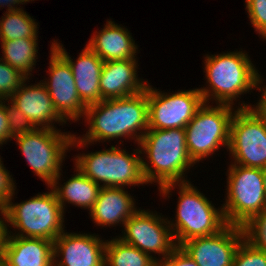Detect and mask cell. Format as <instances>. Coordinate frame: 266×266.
Here are the masks:
<instances>
[{"label": "cell", "instance_id": "1", "mask_svg": "<svg viewBox=\"0 0 266 266\" xmlns=\"http://www.w3.org/2000/svg\"><path fill=\"white\" fill-rule=\"evenodd\" d=\"M85 116L89 130L82 138L74 134L71 148L75 145L84 148L96 141L105 142L121 137L136 139L135 142L139 144L148 130L147 87L143 92L129 97L107 99L89 105Z\"/></svg>", "mask_w": 266, "mask_h": 266}, {"label": "cell", "instance_id": "2", "mask_svg": "<svg viewBox=\"0 0 266 266\" xmlns=\"http://www.w3.org/2000/svg\"><path fill=\"white\" fill-rule=\"evenodd\" d=\"M139 145L149 160L146 162L142 159V174L146 184L157 182L160 189L170 183L189 181L185 180L184 172L196 163L187 150L185 128L148 129Z\"/></svg>", "mask_w": 266, "mask_h": 266}, {"label": "cell", "instance_id": "3", "mask_svg": "<svg viewBox=\"0 0 266 266\" xmlns=\"http://www.w3.org/2000/svg\"><path fill=\"white\" fill-rule=\"evenodd\" d=\"M242 51L206 55L204 72L208 87L198 88L204 103L233 105L240 95L257 88L259 73Z\"/></svg>", "mask_w": 266, "mask_h": 266}, {"label": "cell", "instance_id": "4", "mask_svg": "<svg viewBox=\"0 0 266 266\" xmlns=\"http://www.w3.org/2000/svg\"><path fill=\"white\" fill-rule=\"evenodd\" d=\"M179 186V201L175 223L168 220L177 246L198 237L217 234L226 225L222 208H215L205 195L194 187L190 181L170 183L162 186L160 194L167 197L172 189Z\"/></svg>", "mask_w": 266, "mask_h": 266}, {"label": "cell", "instance_id": "5", "mask_svg": "<svg viewBox=\"0 0 266 266\" xmlns=\"http://www.w3.org/2000/svg\"><path fill=\"white\" fill-rule=\"evenodd\" d=\"M39 194L21 203L13 204L9 198L4 207V236L44 238L54 241L64 231V211L58 202L55 191ZM18 229L11 234L8 226ZM10 223V224H9ZM25 233V234H24Z\"/></svg>", "mask_w": 266, "mask_h": 266}, {"label": "cell", "instance_id": "6", "mask_svg": "<svg viewBox=\"0 0 266 266\" xmlns=\"http://www.w3.org/2000/svg\"><path fill=\"white\" fill-rule=\"evenodd\" d=\"M134 151L130 155L113 145L110 149L79 154L74 158L75 167L98 185L103 183L102 187L143 185L146 184L142 174L143 157L140 156L143 153L138 148Z\"/></svg>", "mask_w": 266, "mask_h": 266}, {"label": "cell", "instance_id": "7", "mask_svg": "<svg viewBox=\"0 0 266 266\" xmlns=\"http://www.w3.org/2000/svg\"><path fill=\"white\" fill-rule=\"evenodd\" d=\"M74 134L59 129H35L15 137L26 162L36 176L51 186L61 180L62 163Z\"/></svg>", "mask_w": 266, "mask_h": 266}, {"label": "cell", "instance_id": "8", "mask_svg": "<svg viewBox=\"0 0 266 266\" xmlns=\"http://www.w3.org/2000/svg\"><path fill=\"white\" fill-rule=\"evenodd\" d=\"M229 166L227 198L221 208L227 224L242 226L266 208L262 169Z\"/></svg>", "mask_w": 266, "mask_h": 266}, {"label": "cell", "instance_id": "9", "mask_svg": "<svg viewBox=\"0 0 266 266\" xmlns=\"http://www.w3.org/2000/svg\"><path fill=\"white\" fill-rule=\"evenodd\" d=\"M234 108L228 104L217 106L204 103L185 127L186 146L190 158L199 162L211 156L220 146H229L230 123Z\"/></svg>", "mask_w": 266, "mask_h": 266}, {"label": "cell", "instance_id": "10", "mask_svg": "<svg viewBox=\"0 0 266 266\" xmlns=\"http://www.w3.org/2000/svg\"><path fill=\"white\" fill-rule=\"evenodd\" d=\"M241 104L230 123L228 150L234 158L232 164L263 169L266 167V120L251 105Z\"/></svg>", "mask_w": 266, "mask_h": 266}, {"label": "cell", "instance_id": "11", "mask_svg": "<svg viewBox=\"0 0 266 266\" xmlns=\"http://www.w3.org/2000/svg\"><path fill=\"white\" fill-rule=\"evenodd\" d=\"M147 99L148 129L185 128L204 104L198 88L165 94L147 84Z\"/></svg>", "mask_w": 266, "mask_h": 266}, {"label": "cell", "instance_id": "12", "mask_svg": "<svg viewBox=\"0 0 266 266\" xmlns=\"http://www.w3.org/2000/svg\"><path fill=\"white\" fill-rule=\"evenodd\" d=\"M123 227L122 237H118L121 241L150 256L151 253L161 254L159 261L165 260L177 247L167 218L153 211L138 209Z\"/></svg>", "mask_w": 266, "mask_h": 266}, {"label": "cell", "instance_id": "13", "mask_svg": "<svg viewBox=\"0 0 266 266\" xmlns=\"http://www.w3.org/2000/svg\"><path fill=\"white\" fill-rule=\"evenodd\" d=\"M49 80L44 81L55 110L67 121L85 117L86 105L81 101L68 62L51 45ZM80 117V118H79Z\"/></svg>", "mask_w": 266, "mask_h": 266}, {"label": "cell", "instance_id": "14", "mask_svg": "<svg viewBox=\"0 0 266 266\" xmlns=\"http://www.w3.org/2000/svg\"><path fill=\"white\" fill-rule=\"evenodd\" d=\"M243 239L241 226L227 224L217 234L190 239L180 247L198 266H232Z\"/></svg>", "mask_w": 266, "mask_h": 266}, {"label": "cell", "instance_id": "15", "mask_svg": "<svg viewBox=\"0 0 266 266\" xmlns=\"http://www.w3.org/2000/svg\"><path fill=\"white\" fill-rule=\"evenodd\" d=\"M100 239L96 234L64 230L53 241V266H105L106 241Z\"/></svg>", "mask_w": 266, "mask_h": 266}, {"label": "cell", "instance_id": "16", "mask_svg": "<svg viewBox=\"0 0 266 266\" xmlns=\"http://www.w3.org/2000/svg\"><path fill=\"white\" fill-rule=\"evenodd\" d=\"M53 48L68 62L75 80L76 89L81 101L92 105L102 101L99 89L100 74L104 61L100 59L87 45L76 62H73L63 45L54 40Z\"/></svg>", "mask_w": 266, "mask_h": 266}, {"label": "cell", "instance_id": "17", "mask_svg": "<svg viewBox=\"0 0 266 266\" xmlns=\"http://www.w3.org/2000/svg\"><path fill=\"white\" fill-rule=\"evenodd\" d=\"M28 79L13 93L9 101L20 109L36 129L39 127L40 129H56L54 121L60 124L66 123L55 110L45 85L40 81L37 84L27 86L25 82Z\"/></svg>", "mask_w": 266, "mask_h": 266}, {"label": "cell", "instance_id": "18", "mask_svg": "<svg viewBox=\"0 0 266 266\" xmlns=\"http://www.w3.org/2000/svg\"><path fill=\"white\" fill-rule=\"evenodd\" d=\"M137 59L111 60L103 64L99 89L102 100L125 98L143 92L147 81L138 79Z\"/></svg>", "mask_w": 266, "mask_h": 266}, {"label": "cell", "instance_id": "19", "mask_svg": "<svg viewBox=\"0 0 266 266\" xmlns=\"http://www.w3.org/2000/svg\"><path fill=\"white\" fill-rule=\"evenodd\" d=\"M0 255L5 266H53V241L4 236Z\"/></svg>", "mask_w": 266, "mask_h": 266}, {"label": "cell", "instance_id": "20", "mask_svg": "<svg viewBox=\"0 0 266 266\" xmlns=\"http://www.w3.org/2000/svg\"><path fill=\"white\" fill-rule=\"evenodd\" d=\"M123 187H101L98 198L89 211L98 226L123 224L138 210L135 199Z\"/></svg>", "mask_w": 266, "mask_h": 266}, {"label": "cell", "instance_id": "21", "mask_svg": "<svg viewBox=\"0 0 266 266\" xmlns=\"http://www.w3.org/2000/svg\"><path fill=\"white\" fill-rule=\"evenodd\" d=\"M129 32L114 21H107L105 27L96 31L86 45L104 62L136 59L138 48Z\"/></svg>", "mask_w": 266, "mask_h": 266}, {"label": "cell", "instance_id": "22", "mask_svg": "<svg viewBox=\"0 0 266 266\" xmlns=\"http://www.w3.org/2000/svg\"><path fill=\"white\" fill-rule=\"evenodd\" d=\"M75 169L76 175L74 174L68 181L64 182V185L60 187L57 184H52L51 187L55 191L63 211L66 202L90 211L102 186L86 177L79 169Z\"/></svg>", "mask_w": 266, "mask_h": 266}, {"label": "cell", "instance_id": "23", "mask_svg": "<svg viewBox=\"0 0 266 266\" xmlns=\"http://www.w3.org/2000/svg\"><path fill=\"white\" fill-rule=\"evenodd\" d=\"M38 39L22 38L10 41H0L3 57L11 67L20 71L27 78L31 76L34 65H36L38 53Z\"/></svg>", "mask_w": 266, "mask_h": 266}, {"label": "cell", "instance_id": "24", "mask_svg": "<svg viewBox=\"0 0 266 266\" xmlns=\"http://www.w3.org/2000/svg\"><path fill=\"white\" fill-rule=\"evenodd\" d=\"M159 259L115 237L106 240L105 266H151Z\"/></svg>", "mask_w": 266, "mask_h": 266}, {"label": "cell", "instance_id": "25", "mask_svg": "<svg viewBox=\"0 0 266 266\" xmlns=\"http://www.w3.org/2000/svg\"><path fill=\"white\" fill-rule=\"evenodd\" d=\"M0 20V40L38 39V23L23 9L5 12ZM37 23V24H36Z\"/></svg>", "mask_w": 266, "mask_h": 266}, {"label": "cell", "instance_id": "26", "mask_svg": "<svg viewBox=\"0 0 266 266\" xmlns=\"http://www.w3.org/2000/svg\"><path fill=\"white\" fill-rule=\"evenodd\" d=\"M241 227L244 239L253 247L266 252V208Z\"/></svg>", "mask_w": 266, "mask_h": 266}, {"label": "cell", "instance_id": "27", "mask_svg": "<svg viewBox=\"0 0 266 266\" xmlns=\"http://www.w3.org/2000/svg\"><path fill=\"white\" fill-rule=\"evenodd\" d=\"M26 79L25 75L0 58V99L7 101Z\"/></svg>", "mask_w": 266, "mask_h": 266}, {"label": "cell", "instance_id": "28", "mask_svg": "<svg viewBox=\"0 0 266 266\" xmlns=\"http://www.w3.org/2000/svg\"><path fill=\"white\" fill-rule=\"evenodd\" d=\"M232 266H266V252L243 239L235 253Z\"/></svg>", "mask_w": 266, "mask_h": 266}, {"label": "cell", "instance_id": "29", "mask_svg": "<svg viewBox=\"0 0 266 266\" xmlns=\"http://www.w3.org/2000/svg\"><path fill=\"white\" fill-rule=\"evenodd\" d=\"M5 104V112L9 124V133L15 137L34 131L36 128L31 121L11 101ZM8 105V106H7Z\"/></svg>", "mask_w": 266, "mask_h": 266}, {"label": "cell", "instance_id": "30", "mask_svg": "<svg viewBox=\"0 0 266 266\" xmlns=\"http://www.w3.org/2000/svg\"><path fill=\"white\" fill-rule=\"evenodd\" d=\"M254 30L266 40V0H245Z\"/></svg>", "mask_w": 266, "mask_h": 266}, {"label": "cell", "instance_id": "31", "mask_svg": "<svg viewBox=\"0 0 266 266\" xmlns=\"http://www.w3.org/2000/svg\"><path fill=\"white\" fill-rule=\"evenodd\" d=\"M0 158V201L5 205L9 198L14 197L15 195V183L12 175H10L9 171L4 167Z\"/></svg>", "mask_w": 266, "mask_h": 266}, {"label": "cell", "instance_id": "32", "mask_svg": "<svg viewBox=\"0 0 266 266\" xmlns=\"http://www.w3.org/2000/svg\"><path fill=\"white\" fill-rule=\"evenodd\" d=\"M164 266H198L197 263L180 246L162 261Z\"/></svg>", "mask_w": 266, "mask_h": 266}, {"label": "cell", "instance_id": "33", "mask_svg": "<svg viewBox=\"0 0 266 266\" xmlns=\"http://www.w3.org/2000/svg\"><path fill=\"white\" fill-rule=\"evenodd\" d=\"M9 139H13V136L9 133V124L5 112V101L4 99H0V140L3 143H7Z\"/></svg>", "mask_w": 266, "mask_h": 266}, {"label": "cell", "instance_id": "34", "mask_svg": "<svg viewBox=\"0 0 266 266\" xmlns=\"http://www.w3.org/2000/svg\"><path fill=\"white\" fill-rule=\"evenodd\" d=\"M262 81V77L259 74L258 83H257V90L263 91L260 97V100L256 103L257 105L253 107L265 120H266V85L264 88L260 86Z\"/></svg>", "mask_w": 266, "mask_h": 266}, {"label": "cell", "instance_id": "35", "mask_svg": "<svg viewBox=\"0 0 266 266\" xmlns=\"http://www.w3.org/2000/svg\"><path fill=\"white\" fill-rule=\"evenodd\" d=\"M30 1H34V0H0V8L4 7V5H6L8 7L7 12L14 11V10H19V9H22V8H20V7L17 8L16 7L17 5H19V4L23 5L26 2H30Z\"/></svg>", "mask_w": 266, "mask_h": 266}, {"label": "cell", "instance_id": "36", "mask_svg": "<svg viewBox=\"0 0 266 266\" xmlns=\"http://www.w3.org/2000/svg\"><path fill=\"white\" fill-rule=\"evenodd\" d=\"M4 235H5V222H4V216H3L0 218V251H1L2 244H3Z\"/></svg>", "mask_w": 266, "mask_h": 266}, {"label": "cell", "instance_id": "37", "mask_svg": "<svg viewBox=\"0 0 266 266\" xmlns=\"http://www.w3.org/2000/svg\"><path fill=\"white\" fill-rule=\"evenodd\" d=\"M262 175H263V186H264V193L266 199V167L262 169Z\"/></svg>", "mask_w": 266, "mask_h": 266}, {"label": "cell", "instance_id": "38", "mask_svg": "<svg viewBox=\"0 0 266 266\" xmlns=\"http://www.w3.org/2000/svg\"><path fill=\"white\" fill-rule=\"evenodd\" d=\"M4 207L5 205L0 201V216H4Z\"/></svg>", "mask_w": 266, "mask_h": 266}, {"label": "cell", "instance_id": "39", "mask_svg": "<svg viewBox=\"0 0 266 266\" xmlns=\"http://www.w3.org/2000/svg\"><path fill=\"white\" fill-rule=\"evenodd\" d=\"M151 266H164L162 261H156L153 265Z\"/></svg>", "mask_w": 266, "mask_h": 266}, {"label": "cell", "instance_id": "40", "mask_svg": "<svg viewBox=\"0 0 266 266\" xmlns=\"http://www.w3.org/2000/svg\"><path fill=\"white\" fill-rule=\"evenodd\" d=\"M0 266H5L1 255H0Z\"/></svg>", "mask_w": 266, "mask_h": 266}]
</instances>
